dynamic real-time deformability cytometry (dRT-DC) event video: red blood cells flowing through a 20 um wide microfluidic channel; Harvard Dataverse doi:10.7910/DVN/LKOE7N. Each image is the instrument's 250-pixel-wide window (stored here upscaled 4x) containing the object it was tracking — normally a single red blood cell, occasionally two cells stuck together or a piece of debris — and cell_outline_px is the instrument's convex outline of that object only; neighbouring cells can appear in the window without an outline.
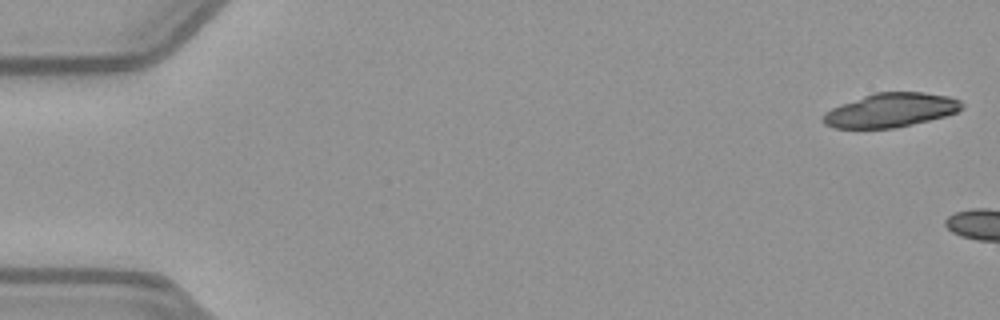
{"species": "common noctule bat (a hibernating species)", "species_latin": "Nyctalus noctula", "temperature_condition": "warm", "stored_images_in_passage": 4, "camera_frame_rate_fps": 3000, "um_per_image_px": 0.085, "animal": {"sex": "female", "body_mass_g": 21.9}, "frame": {"image": 1, "passage_image": 1, "time_ms": 0.0, "image_size_px": [1000, 320], "cell_outline_px": [[964, 108], [956, 112], [944, 116], [896, 128], [836, 128], [824, 124], [820, 120], [820, 116], [824, 112], [840, 104], [872, 92], [924, 92], [948, 96], [960, 100], [964, 104]], "centroid_in_image_um": [75.67, 9.36], "position_along_channel_um": 9.3, "area_um2": 27.74}}